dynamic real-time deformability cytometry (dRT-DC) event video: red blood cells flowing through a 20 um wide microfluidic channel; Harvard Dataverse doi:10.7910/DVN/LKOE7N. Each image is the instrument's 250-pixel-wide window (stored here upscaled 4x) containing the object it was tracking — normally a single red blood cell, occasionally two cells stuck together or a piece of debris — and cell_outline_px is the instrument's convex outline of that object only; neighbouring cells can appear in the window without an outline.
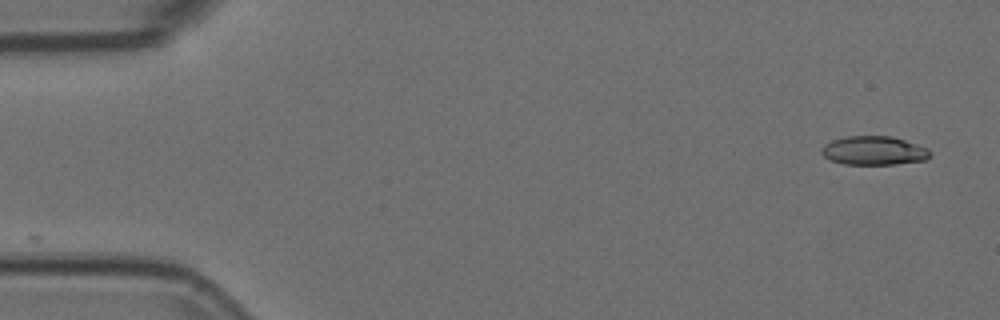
{"species": "Egyptian fruit bat (a non-hibernating species)", "species_latin": "Rousettus aegyptiacus", "temperature_condition": "room temperature", "stored_images_in_passage": 53, "camera_frame_rate_fps": 3000, "um_per_image_px": 0.085, "animal": {"sex": "female"}, "frame": {"image": 1, "passage_image": 1, "time_ms": 0.0, "image_size_px": [1000, 320], "cell_outline_px": [[932, 152], [924, 160], [896, 164], [844, 164], [832, 160], [824, 156], [820, 152], [820, 148], [824, 144], [832, 140], [844, 136], [892, 136], [928, 148]], "centroid_in_image_um": [74.25, 12.79], "position_along_channel_um": 10.8, "area_um2": 18.21}}
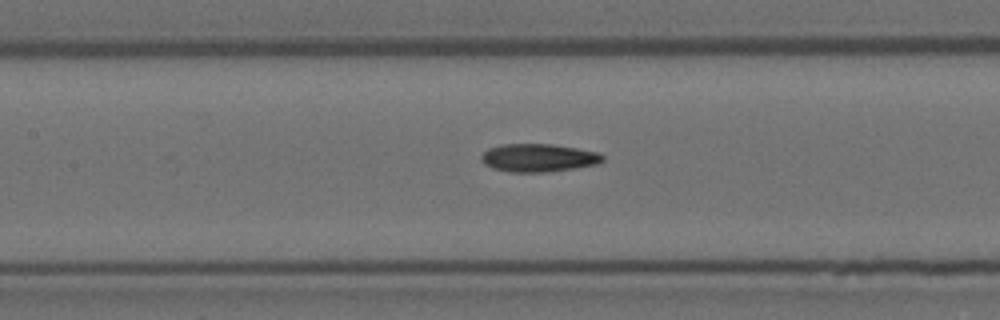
{"frame": {"image": 2, "passage_image": 23, "time_ms": 7.333, "image_size_px": [1000, 320], "cell_outline_px": [[604, 160], [600, 164], [576, 168], [544, 172], [512, 172], [492, 168], [484, 164], [480, 160], [480, 156], [488, 148], [500, 144], [552, 144], [600, 152], [604, 156]], "centroid_in_image_um": [45.78, 13.41], "position_along_channel_um": 161.6, "area_um2": 20.06}}
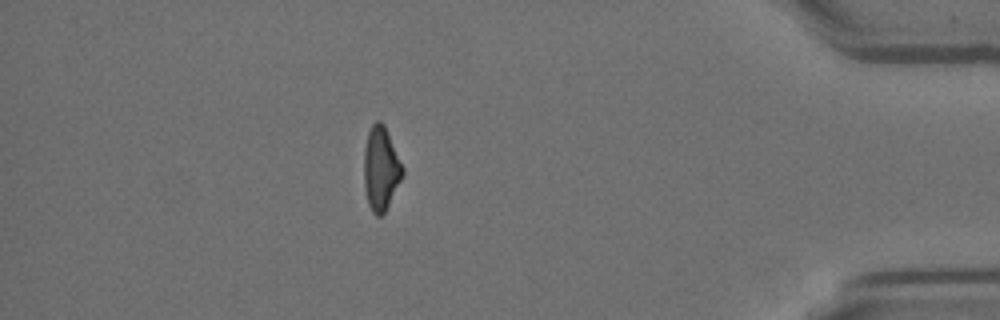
{"frame": {"image": 3, "passage_image": 46, "time_ms": 15.0, "image_size_px": [1000, 320], "cell_outline_px": [[404, 172], [384, 212], [380, 216], [376, 216], [372, 212], [368, 204], [364, 188], [364, 148], [368, 132], [372, 124], [376, 120], [380, 120], [384, 124], [404, 168]], "centroid_in_image_um": [32.35, 14.3], "position_along_channel_um": 402.8, "area_um2": 18.67}, "authors_computed_cell_mechanics": {"area_um2": 19.2474, "velocity_mm_per_s": 3.7447, "shape_relaxation_time_tau1_ms": 9.437, "shape_relaxation_time_tau2_ms": 4.8191, "deformation_change_tau1": 0.244, "deformation_change_tau2": 0.1436}}